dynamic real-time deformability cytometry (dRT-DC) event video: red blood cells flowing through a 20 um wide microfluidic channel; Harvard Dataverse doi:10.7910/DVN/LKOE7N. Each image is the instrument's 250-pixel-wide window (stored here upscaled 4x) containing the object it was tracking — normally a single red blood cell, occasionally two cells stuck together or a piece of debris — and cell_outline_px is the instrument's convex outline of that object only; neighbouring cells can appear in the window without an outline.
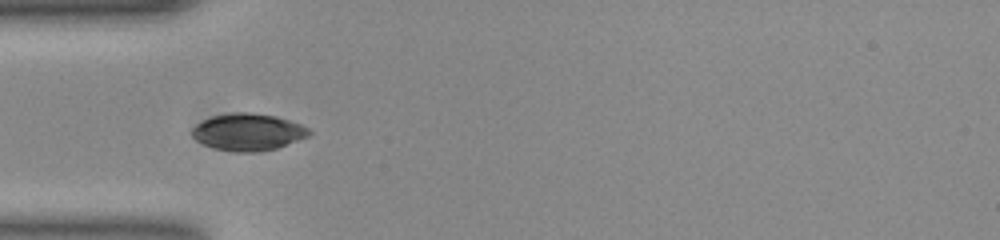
{"species": "common noctule bat (a hibernating species)", "species_latin": "Nyctalus noctula", "temperature_condition": "room temperature", "stored_images_in_passage": 13, "camera_frame_rate_fps": 3000, "um_per_image_px": 0.085, "animal": {"sex": "female", "body_mass_g": 23.0, "forearm_length_mm": 53.4}, "frame": {"image": 1, "passage_image": 6, "time_ms": 1.667, "image_size_px": [1000, 240], "cell_outline_px": [[312, 132], [308, 136], [276, 148], [260, 152], [236, 152], [216, 148], [204, 144], [196, 140], [192, 136], [192, 128], [196, 124], [212, 116], [232, 112], [252, 112], [276, 116], [300, 124], [308, 128]], "centroid_in_image_um": [21.08, 11.21], "position_along_channel_um": 63.9, "area_um2": 25.14}}